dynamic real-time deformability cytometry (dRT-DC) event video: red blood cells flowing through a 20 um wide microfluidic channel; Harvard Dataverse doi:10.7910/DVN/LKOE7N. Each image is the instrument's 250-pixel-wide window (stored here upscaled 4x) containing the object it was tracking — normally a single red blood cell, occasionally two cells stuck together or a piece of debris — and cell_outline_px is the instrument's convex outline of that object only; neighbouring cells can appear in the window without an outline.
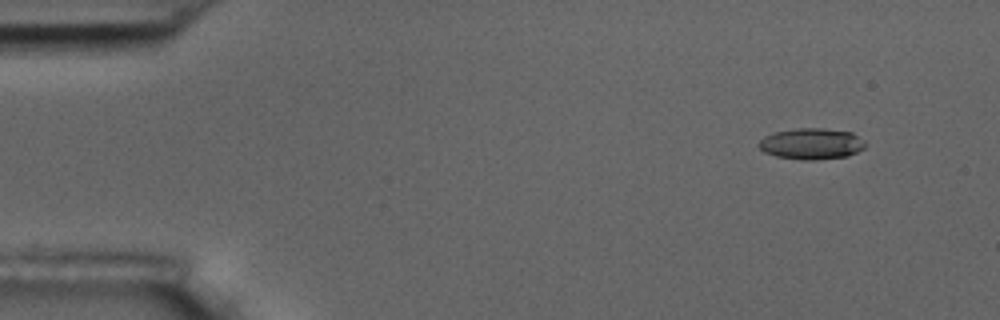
{"species": "common noctule bat (a hibernating species)", "species_latin": "Nyctalus noctula", "temperature_condition": "room temperature", "stored_images_in_passage": 5, "segment_of_instrument_passage": [1, 2], "camera_frame_rate_fps": 3000, "um_per_image_px": 0.085, "animal": {"sex": "male", "body_mass_g": 17.5, "forearm_length_mm": 52.3}, "frame": {"image": 1, "passage_image": 1, "time_ms": 0.0, "image_size_px": [1000, 320], "cell_outline_px": [[864, 148], [848, 156], [816, 160], [800, 160], [776, 156], [764, 152], [756, 144], [764, 136], [772, 132], [796, 128], [824, 128], [852, 132], [864, 140]], "centroid_in_image_um": [68.94, 12.21], "position_along_channel_um": 16.1, "area_um2": 19.54}}